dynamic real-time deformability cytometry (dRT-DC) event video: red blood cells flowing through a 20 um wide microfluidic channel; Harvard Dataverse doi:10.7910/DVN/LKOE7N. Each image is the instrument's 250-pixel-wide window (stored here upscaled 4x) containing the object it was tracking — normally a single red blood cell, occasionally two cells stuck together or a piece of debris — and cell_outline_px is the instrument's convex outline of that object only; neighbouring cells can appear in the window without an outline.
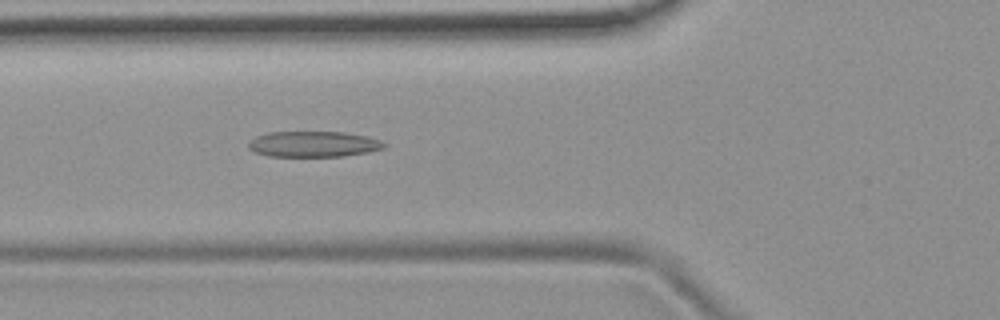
{"species": "common noctule bat (a hibernating species)", "species_latin": "Nyctalus noctula", "temperature_condition": "room temperature", "stored_images_in_passage": 49, "camera_frame_rate_fps": 3000, "um_per_image_px": 0.085, "animal": {"sex": "female", "body_mass_g": 19.9}, "frame": {"image": 1, "passage_image": 15, "time_ms": 4.667, "image_size_px": [1000, 320], "cell_outline_px": [[388, 144], [384, 148], [368, 152], [344, 156], [268, 156], [256, 152], [248, 148], [248, 140], [256, 136], [268, 132], [344, 132], [368, 136], [380, 140]], "centroid_in_image_um": [26.65, 12.24], "position_along_channel_um": 99.1, "area_um2": 20.46}}
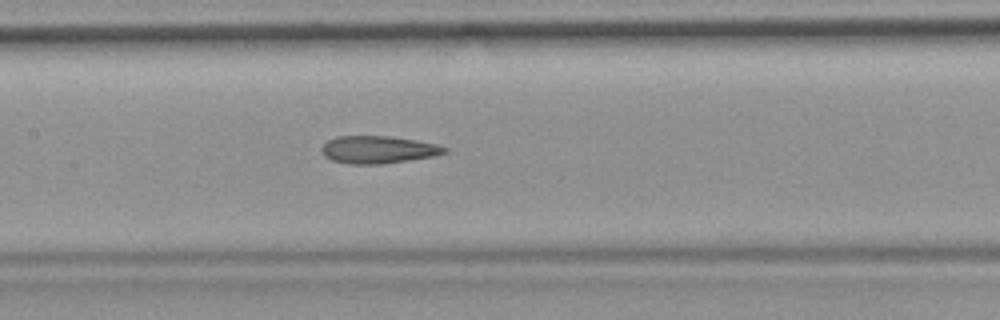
{"frame": {"image": 2, "passage_image": 21, "time_ms": 6.667, "image_size_px": [1000, 320], "cell_outline_px": [[448, 152], [432, 156], [384, 164], [352, 164], [332, 160], [324, 156], [320, 152], [320, 148], [328, 140], [336, 136], [388, 136], [436, 144], [448, 148]], "centroid_in_image_um": [32.1, 12.72], "position_along_channel_um": 175.3, "area_um2": 19.59}}
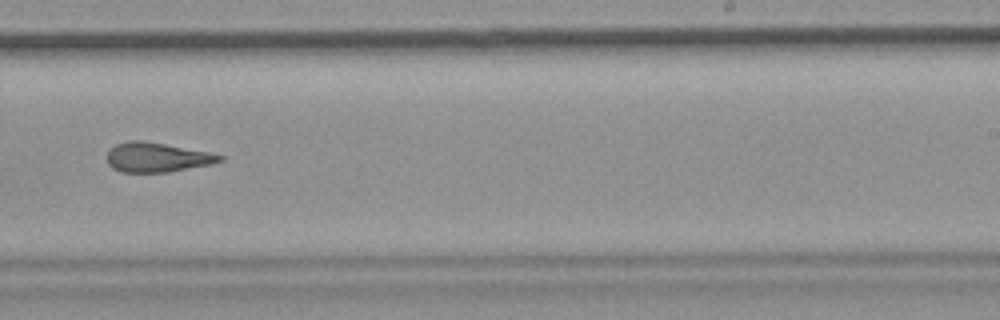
{"frame": {"image": 3, "passage_image": 29, "time_ms": 9.333, "image_size_px": [1000, 320], "cell_outline_px": [[224, 160], [212, 164], [168, 172], [120, 172], [112, 168], [108, 164], [108, 148], [116, 144], [128, 140], [144, 140], [208, 152], [224, 156]], "centroid_in_image_um": [13.32, 13.37], "position_along_channel_um": 275.7, "area_um2": 19.48}, "authors_computed_cell_mechanics": {"area_um2": 20.4034, "velocity_mm_per_s": 3.785, "shape_relaxation_time_tau1_ms": null, "shape_relaxation_time_tau2_ms": 3.804, "deformation_change_tau1": null, "deformation_change_tau2": 0.1549}}